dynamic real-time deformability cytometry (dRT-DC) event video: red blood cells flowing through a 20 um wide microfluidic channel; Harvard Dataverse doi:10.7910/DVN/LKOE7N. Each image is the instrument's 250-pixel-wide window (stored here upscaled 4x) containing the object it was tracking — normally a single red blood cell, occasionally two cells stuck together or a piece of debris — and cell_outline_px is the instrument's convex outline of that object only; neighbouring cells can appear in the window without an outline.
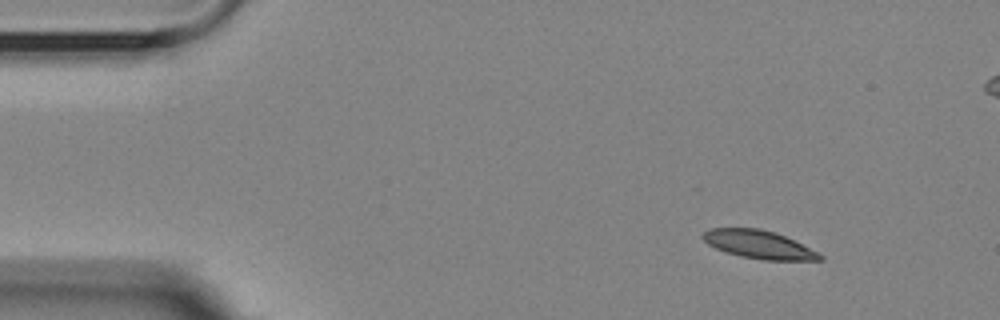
{"species": "Egyptian fruit bat (a non-hibernating species)", "species_latin": "Rousettus aegyptiacus", "temperature_condition": "room temperature", "stored_images_in_passage": 7, "camera_frame_rate_fps": 3000, "um_per_image_px": 0.085, "animal": {"sex": "female"}, "frame": {"image": 1, "passage_image": 1, "time_ms": 0.0, "image_size_px": [1000, 320], "cell_outline_px": [[824, 260], [764, 260], [740, 256], [724, 252], [708, 244], [700, 236], [708, 228], [760, 228], [776, 232], [824, 256]], "centroid_in_image_um": [64.44, 20.78], "position_along_channel_um": 20.6, "area_um2": 19.07}}
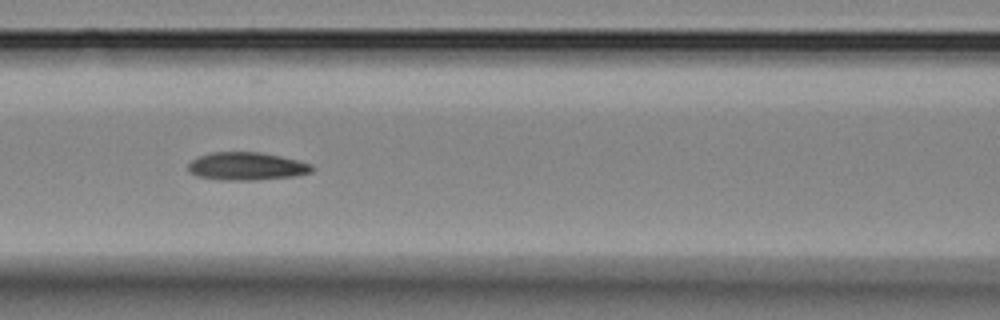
{"frame": {"image": 2, "passage_image": 6, "time_ms": 5.667, "image_size_px": [1000, 320], "cell_outline_px": [[316, 168], [312, 172], [296, 176], [252, 180], [220, 180], [196, 176], [188, 172], [188, 164], [192, 160], [208, 152], [260, 152], [280, 156], [312, 164]], "centroid_in_image_um": [20.96, 14.13], "position_along_channel_um": 145.6, "area_um2": 20.29}}
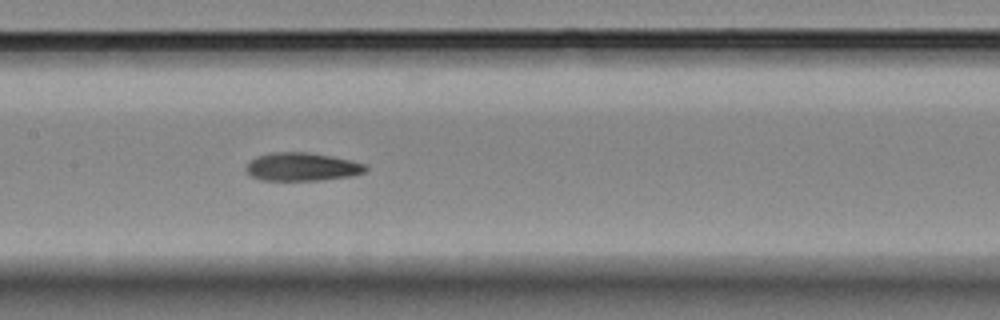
{"frame": {"image": 3, "passage_image": 7, "time_ms": 6.667, "image_size_px": [1000, 320], "cell_outline_px": [[368, 168], [364, 172], [352, 176], [320, 180], [260, 180], [252, 176], [244, 168], [256, 156], [272, 152], [308, 152], [332, 156], [352, 160], [368, 164]], "centroid_in_image_um": [25.71, 14.17], "position_along_channel_um": 181.7, "area_um2": 19.77}}